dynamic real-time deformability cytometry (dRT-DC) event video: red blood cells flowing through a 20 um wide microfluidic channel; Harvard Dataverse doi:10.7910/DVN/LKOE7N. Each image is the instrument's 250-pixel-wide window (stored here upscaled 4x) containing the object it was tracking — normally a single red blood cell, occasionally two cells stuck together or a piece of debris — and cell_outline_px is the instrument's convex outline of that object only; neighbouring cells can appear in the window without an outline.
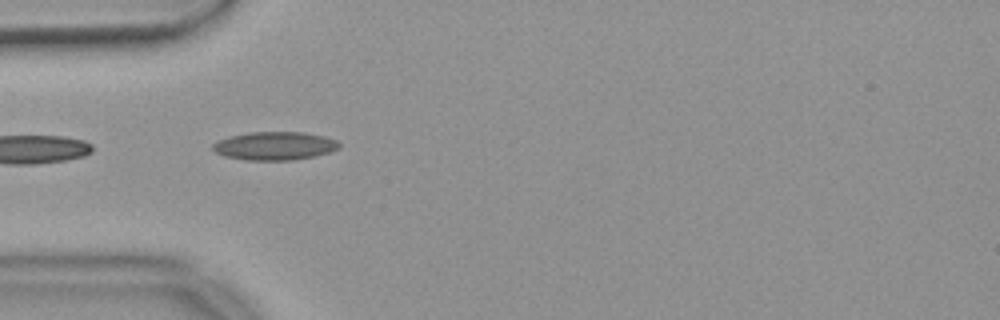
{"species": "common noctule bat (a hibernating species)", "species_latin": "Nyctalus noctula", "temperature_condition": "warm", "stored_images_in_passage": 21, "camera_frame_rate_fps": 3000, "um_per_image_px": 0.085, "animal": {"sex": "female", "body_mass_g": 18.4}, "frame": {"image": 1, "passage_image": 1, "time_ms": 0.0, "image_size_px": [1000, 320], "cell_outline_px": [[340, 148], [316, 156], [292, 160], [244, 160], [224, 156], [216, 152], [212, 148], [212, 144], [216, 140], [228, 136], [252, 132], [304, 132], [324, 136], [336, 140], [340, 144]], "centroid_in_image_um": [23.32, 12.4], "position_along_channel_um": 61.7, "area_um2": 20.98}}
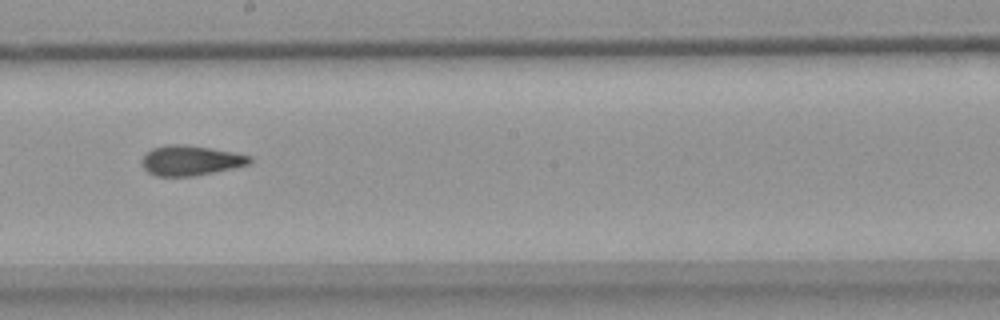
{"frame": {"image": 2, "passage_image": 15, "time_ms": 4.667, "image_size_px": [1000, 320], "cell_outline_px": [[252, 160], [248, 164], [232, 168], [192, 176], [156, 176], [148, 172], [140, 164], [140, 160], [152, 148], [172, 144], [180, 144], [208, 148], [232, 152], [252, 156]], "centroid_in_image_um": [16.16, 13.64], "position_along_channel_um": 232.0, "area_um2": 18.55}}
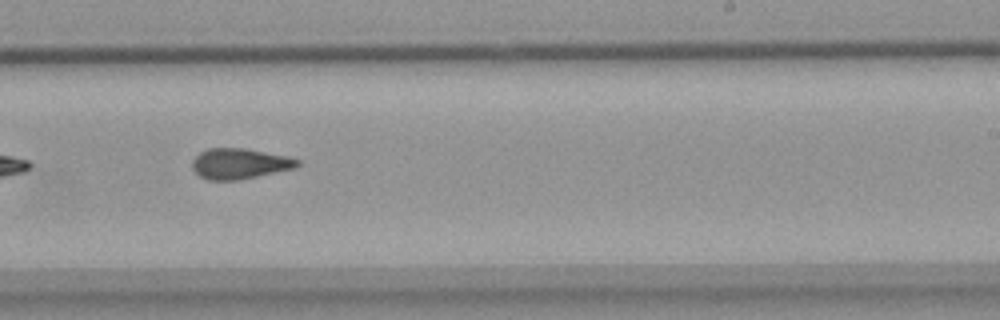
{"frame": {"image": 3, "passage_image": 18, "time_ms": 5.667, "image_size_px": [1000, 320], "cell_outline_px": [[300, 164], [296, 168], [240, 180], [208, 180], [200, 176], [192, 168], [192, 160], [200, 152], [208, 148], [244, 148], [288, 156], [300, 160]], "centroid_in_image_um": [20.38, 13.91], "position_along_channel_um": 268.6, "area_um2": 18.84}}